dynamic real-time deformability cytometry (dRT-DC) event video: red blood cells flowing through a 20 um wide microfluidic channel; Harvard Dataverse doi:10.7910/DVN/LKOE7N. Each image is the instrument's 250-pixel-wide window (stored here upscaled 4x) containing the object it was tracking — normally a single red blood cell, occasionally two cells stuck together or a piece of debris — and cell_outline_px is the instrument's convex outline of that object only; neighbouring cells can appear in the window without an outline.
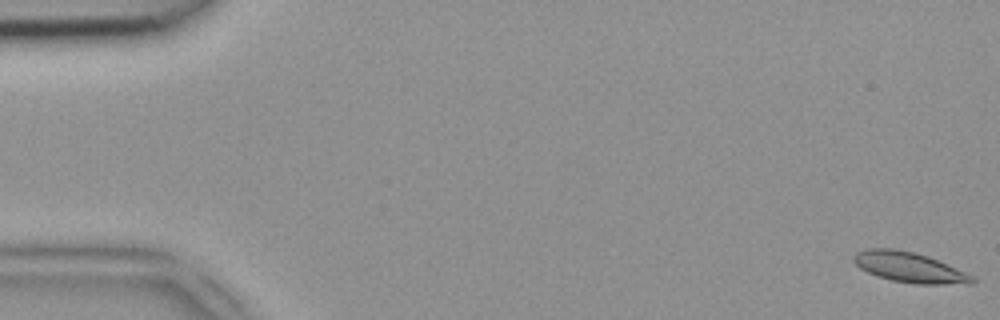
{"species": "common noctule bat (a hibernating species)", "species_latin": "Nyctalus noctula", "temperature_condition": "room temperature", "stored_images_in_passage": 51, "camera_frame_rate_fps": 3000, "um_per_image_px": 0.085, "animal": {"sex": "female", "body_mass_g": 18.4}, "frame": {"image": 1, "passage_image": 1, "time_ms": 0.0, "image_size_px": [1000, 320], "cell_outline_px": [[976, 280], [972, 284], [916, 284], [892, 280], [876, 276], [860, 268], [852, 260], [852, 256], [856, 252], [864, 248], [896, 248], [916, 252], [928, 256], [956, 268], [972, 276]], "centroid_in_image_um": [77.25, 22.7], "position_along_channel_um": 7.7, "area_um2": 21.04}}
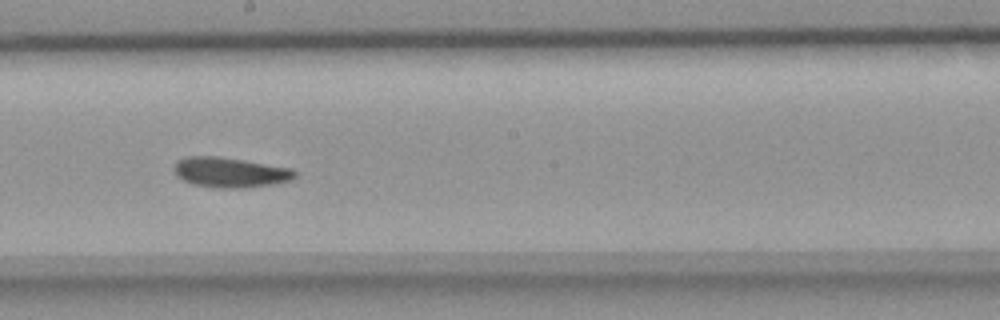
{"frame": {"image": 2, "passage_image": 28, "time_ms": 9.0, "image_size_px": [1000, 320], "cell_outline_px": [[296, 176], [292, 180], [276, 184], [244, 188], [216, 188], [192, 184], [176, 176], [176, 160], [188, 156], [216, 156], [292, 168], [296, 172]], "centroid_in_image_um": [19.59, 14.66], "position_along_channel_um": 228.6, "area_um2": 21.15}}
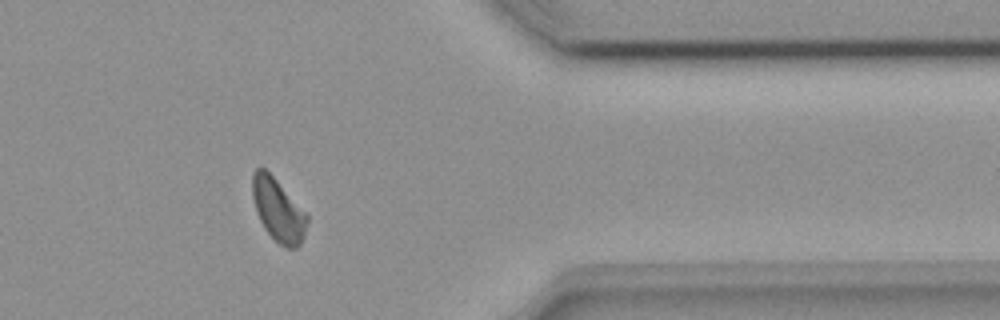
{"frame": {"image": 3, "passage_image": 41, "time_ms": 13.333, "image_size_px": [1000, 320], "cell_outline_px": [[308, 220], [304, 236], [300, 244], [296, 248], [288, 248], [280, 244], [264, 228], [256, 212], [252, 196], [252, 172], [256, 168], [264, 168], [276, 180], [308, 216]], "centroid_in_image_um": [23.62, 17.85], "position_along_channel_um": 387.8, "area_um2": 19.59}}